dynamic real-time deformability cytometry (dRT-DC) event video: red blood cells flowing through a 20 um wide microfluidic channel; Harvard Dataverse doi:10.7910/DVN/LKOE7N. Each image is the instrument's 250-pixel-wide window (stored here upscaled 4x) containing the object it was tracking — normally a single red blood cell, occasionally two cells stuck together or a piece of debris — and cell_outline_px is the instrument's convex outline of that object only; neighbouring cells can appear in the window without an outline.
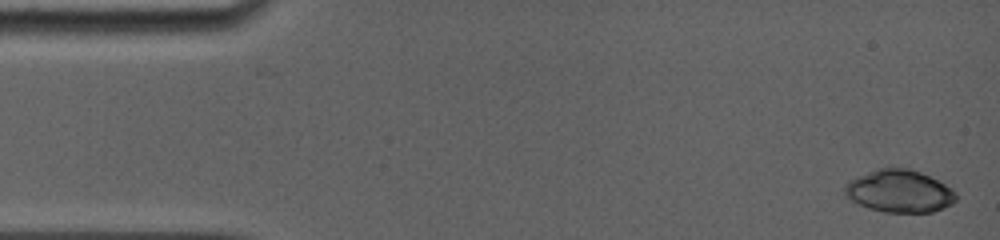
{"species": "common noctule bat (a hibernating species)", "species_latin": "Nyctalus noctula", "temperature_condition": "room temperature", "stored_images_in_passage": 13, "camera_frame_rate_fps": 5000, "um_per_image_px": 0.085, "animal": {"sex": "female", "body_mass_g": 19.0, "forearm_length_mm": 56.7}, "frame": {"image": 1, "passage_image": 1, "time_ms": 0.0, "image_size_px": [1000, 240], "cell_outline_px": [[956, 200], [952, 204], [944, 208], [932, 212], [884, 212], [868, 208], [852, 200], [844, 192], [844, 188], [848, 180], [880, 168], [908, 168], [920, 172], [952, 188], [956, 192]], "centroid_in_image_um": [76.47, 16.26], "position_along_channel_um": 8.5, "area_um2": 27.28}}
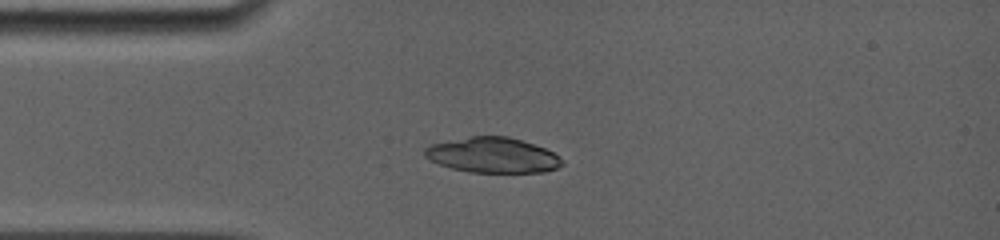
{"frame": {"image": 2, "passage_image": 11, "time_ms": 3.6, "image_size_px": [1000, 240], "cell_outline_px": [[564, 164], [556, 168], [544, 172], [468, 172], [452, 168], [440, 164], [424, 156], [424, 148], [428, 144], [468, 136], [508, 136], [544, 148], [552, 152], [564, 160]], "centroid_in_image_um": [41.85, 13.18], "position_along_channel_um": 43.1, "area_um2": 28.21}}